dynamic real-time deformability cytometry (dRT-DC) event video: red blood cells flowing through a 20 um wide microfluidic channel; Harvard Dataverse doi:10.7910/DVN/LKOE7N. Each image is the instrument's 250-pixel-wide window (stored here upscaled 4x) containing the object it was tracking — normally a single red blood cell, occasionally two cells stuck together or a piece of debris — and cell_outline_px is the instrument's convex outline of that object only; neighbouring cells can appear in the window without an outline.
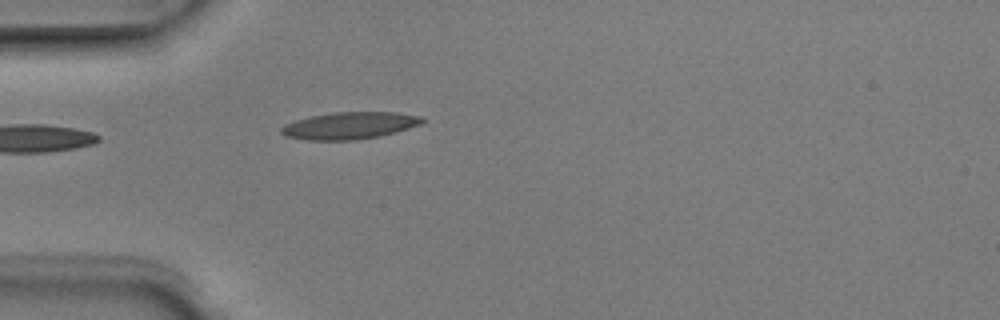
{"species": "Egyptian fruit bat (a non-hibernating species)", "species_latin": "Rousettus aegyptiacus", "temperature_condition": "room temperature", "stored_images_in_passage": 2, "camera_frame_rate_fps": 3000, "um_per_image_px": 0.085, "animal": {"sex": "male"}, "frame": {"image": 1, "passage_image": 2, "time_ms": 0.333, "image_size_px": [1000, 320], "cell_outline_px": [[424, 120], [420, 124], [396, 132], [380, 136], [356, 140], [308, 140], [284, 136], [280, 132], [280, 128], [284, 124], [296, 120], [312, 116], [336, 112], [396, 112], [424, 116]], "centroid_in_image_um": [29.72, 10.67], "position_along_channel_um": 55.3, "area_um2": 22.25}}